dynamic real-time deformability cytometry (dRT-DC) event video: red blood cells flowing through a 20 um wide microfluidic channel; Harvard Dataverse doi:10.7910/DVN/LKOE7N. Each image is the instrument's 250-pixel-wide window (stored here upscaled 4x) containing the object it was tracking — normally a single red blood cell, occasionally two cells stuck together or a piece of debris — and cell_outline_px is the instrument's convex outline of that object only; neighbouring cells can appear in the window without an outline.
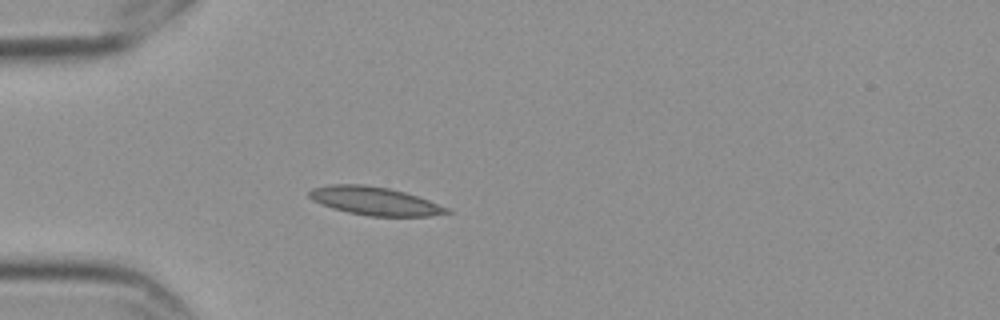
{"species": "Egyptian fruit bat (a non-hibernating species)", "species_latin": "Rousettus aegyptiacus", "temperature_condition": "cold", "stored_images_in_passage": 8, "camera_frame_rate_fps": 3000, "um_per_image_px": 0.085, "frame": {"image": 1, "passage_image": 5, "time_ms": 1.333, "image_size_px": [1000, 320], "cell_outline_px": [[452, 212], [432, 216], [368, 216], [348, 212], [332, 208], [320, 204], [312, 200], [308, 196], [308, 192], [312, 188], [328, 184], [364, 184], [388, 188], [404, 192], [452, 208]], "centroid_in_image_um": [31.85, 17.08], "position_along_channel_um": 53.2, "area_um2": 22.83}}
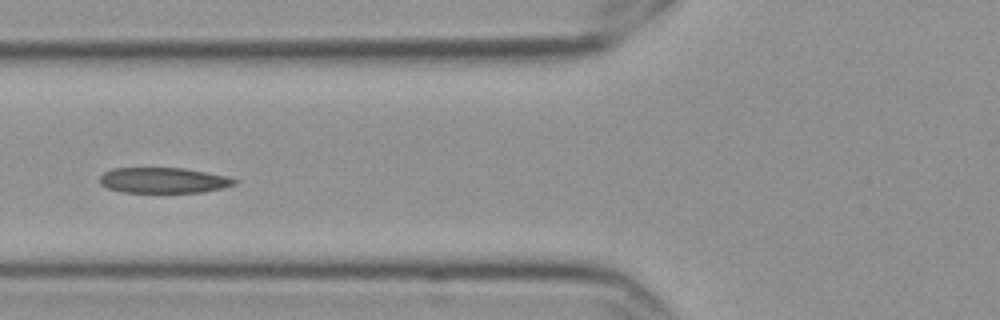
{"frame": {"image": 2, "passage_image": 7, "time_ms": 2.0, "image_size_px": [1000, 320], "cell_outline_px": [[240, 180], [236, 184], [204, 192], [124, 192], [108, 188], [100, 184], [100, 176], [104, 172], [112, 168], [184, 168], [228, 176]], "centroid_in_image_um": [13.91, 15.32], "position_along_channel_um": 111.9, "area_um2": 20.06}}
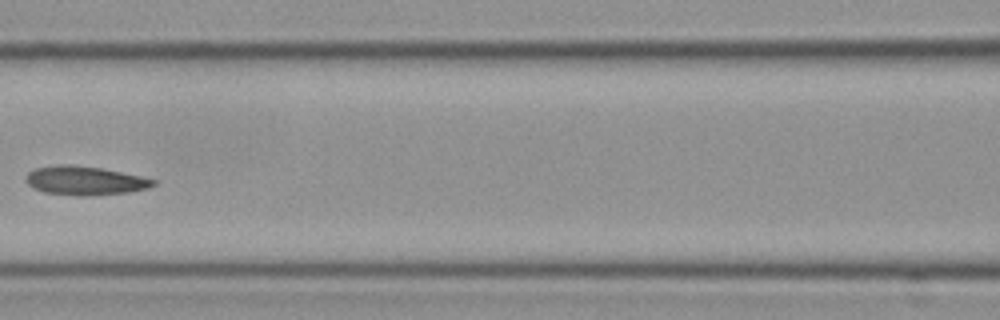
{"frame": {"image": 3, "passage_image": 8, "time_ms": 2.333, "image_size_px": [1000, 320], "cell_outline_px": [[156, 184], [148, 188], [128, 192], [84, 196], [76, 196], [44, 192], [32, 188], [24, 180], [28, 172], [36, 168], [56, 164], [72, 164], [100, 168], [140, 176], [156, 180]], "centroid_in_image_um": [7.17, 15.35], "position_along_channel_um": 159.4, "area_um2": 21.44}}